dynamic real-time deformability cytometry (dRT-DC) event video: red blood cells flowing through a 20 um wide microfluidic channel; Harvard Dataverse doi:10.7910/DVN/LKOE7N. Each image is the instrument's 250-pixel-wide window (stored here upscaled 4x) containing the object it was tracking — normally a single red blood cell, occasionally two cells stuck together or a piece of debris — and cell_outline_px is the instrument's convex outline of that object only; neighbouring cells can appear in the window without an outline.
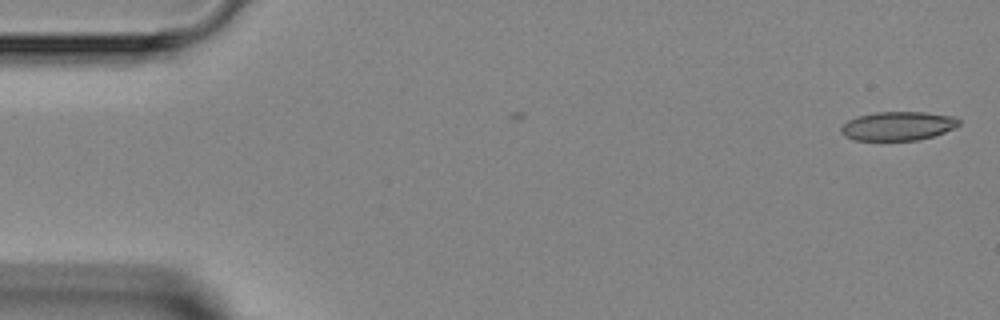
{"species": "Egyptian fruit bat (a non-hibernating species)", "species_latin": "Rousettus aegyptiacus", "temperature_condition": "room temperature", "stored_images_in_passage": 2, "camera_frame_rate_fps": 3000, "um_per_image_px": 0.085, "animal": {"sex": "female"}, "frame": {"image": 1, "passage_image": 1, "time_ms": 0.0, "image_size_px": [1000, 320], "cell_outline_px": [[960, 124], [956, 128], [920, 140], [852, 140], [844, 136], [840, 132], [840, 128], [848, 120], [856, 116], [876, 112], [924, 112], [956, 116], [960, 120]], "centroid_in_image_um": [76.33, 10.7], "position_along_channel_um": 8.7, "area_um2": 20.06}}